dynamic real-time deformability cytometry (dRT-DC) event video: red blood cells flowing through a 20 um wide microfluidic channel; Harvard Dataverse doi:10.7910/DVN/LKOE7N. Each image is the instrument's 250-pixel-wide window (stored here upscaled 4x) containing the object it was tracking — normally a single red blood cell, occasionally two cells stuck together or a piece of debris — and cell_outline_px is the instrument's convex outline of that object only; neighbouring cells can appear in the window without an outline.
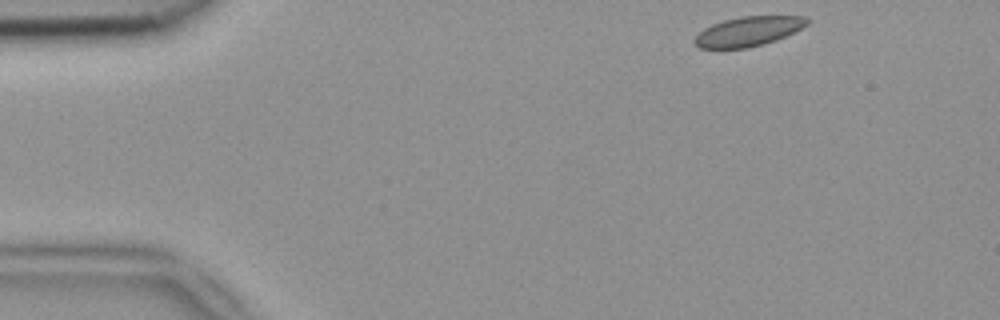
{"species": "common noctule bat (a hibernating species)", "species_latin": "Nyctalus noctula", "temperature_condition": "room temperature", "stored_images_in_passage": 3, "camera_frame_rate_fps": 3000, "um_per_image_px": 0.085, "animal": {"sex": "female", "body_mass_g": 18.4}, "frame": {"image": 1, "passage_image": 1, "time_ms": 0.0, "image_size_px": [1000, 320], "cell_outline_px": [[808, 24], [776, 40], [764, 44], [748, 48], [700, 48], [692, 40], [704, 28], [712, 24], [724, 20], [740, 16], [804, 16], [808, 20]], "centroid_in_image_um": [63.57, 2.66], "position_along_channel_um": 21.4, "area_um2": 19.19}}
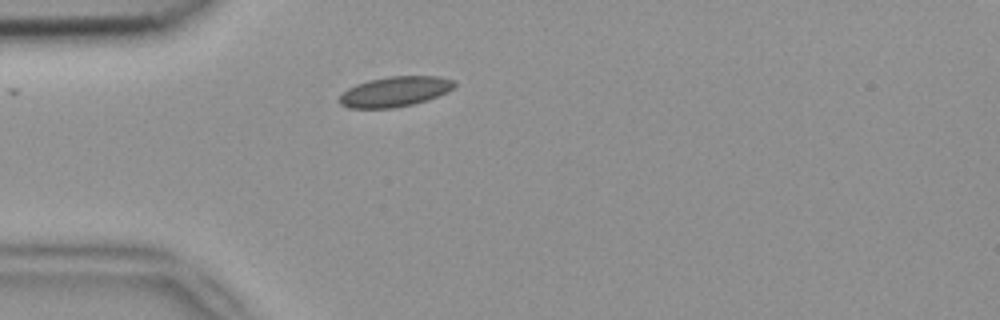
{"frame": {"image": 2, "passage_image": 3, "time_ms": 0.667, "image_size_px": [1000, 320], "cell_outline_px": [[456, 84], [452, 88], [428, 100], [412, 104], [392, 108], [348, 108], [340, 104], [340, 96], [348, 88], [356, 84], [368, 80], [388, 76], [440, 76], [452, 80]], "centroid_in_image_um": [33.54, 7.78], "position_along_channel_um": 51.5, "area_um2": 20.0}}